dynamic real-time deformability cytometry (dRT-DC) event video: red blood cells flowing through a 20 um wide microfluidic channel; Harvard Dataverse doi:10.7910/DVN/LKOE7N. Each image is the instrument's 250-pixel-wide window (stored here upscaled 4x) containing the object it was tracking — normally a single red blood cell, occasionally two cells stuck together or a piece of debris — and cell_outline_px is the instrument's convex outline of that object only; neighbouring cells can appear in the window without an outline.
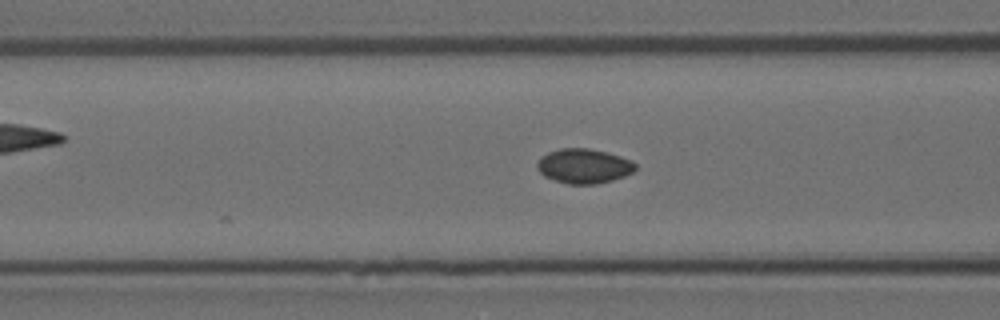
{"species": "Egyptian fruit bat (a non-hibernating species)", "species_latin": "Rousettus aegyptiacus", "temperature_condition": "room temperature", "stored_images_in_passage": 5, "camera_frame_rate_fps": 3000, "um_per_image_px": 0.085, "animal": {"sex": "female"}, "frame": {"image": 1, "passage_image": 4, "time_ms": 1.0, "image_size_px": [1000, 320], "cell_outline_px": [[636, 168], [632, 172], [624, 176], [612, 180], [596, 184], [568, 184], [544, 176], [536, 168], [536, 164], [540, 156], [548, 152], [560, 148], [588, 148], [608, 152], [632, 160], [636, 164]], "centroid_in_image_um": [49.61, 14.1], "position_along_channel_um": 117.0, "area_um2": 19.94}}